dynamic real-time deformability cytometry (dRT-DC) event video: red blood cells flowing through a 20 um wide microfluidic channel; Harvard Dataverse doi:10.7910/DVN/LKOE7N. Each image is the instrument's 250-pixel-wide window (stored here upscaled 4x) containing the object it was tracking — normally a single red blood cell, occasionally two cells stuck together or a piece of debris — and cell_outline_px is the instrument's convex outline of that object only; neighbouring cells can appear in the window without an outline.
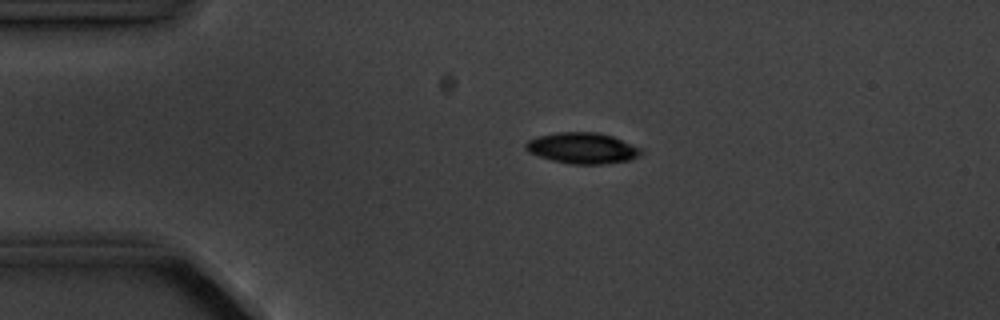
{"species": "common noctule bat (a hibernating species)", "species_latin": "Nyctalus noctula", "temperature_condition": "cold", "stored_images_in_passage": 3, "camera_frame_rate_fps": 3000, "um_per_image_px": 0.085, "animal": {"sex": "male", "body_mass_g": 20.1, "forearm_length_mm": 53.5}, "frame": {"image": 1, "passage_image": 2, "time_ms": 1.333, "image_size_px": [1000, 320], "cell_outline_px": [[644, 152], [628, 160], [604, 164], [572, 164], [552, 160], [528, 152], [524, 148], [524, 144], [528, 140], [536, 136], [556, 132], [596, 132], [612, 136], [644, 148]], "centroid_in_image_um": [49.5, 12.58], "position_along_channel_um": 35.5, "area_um2": 20.92}}